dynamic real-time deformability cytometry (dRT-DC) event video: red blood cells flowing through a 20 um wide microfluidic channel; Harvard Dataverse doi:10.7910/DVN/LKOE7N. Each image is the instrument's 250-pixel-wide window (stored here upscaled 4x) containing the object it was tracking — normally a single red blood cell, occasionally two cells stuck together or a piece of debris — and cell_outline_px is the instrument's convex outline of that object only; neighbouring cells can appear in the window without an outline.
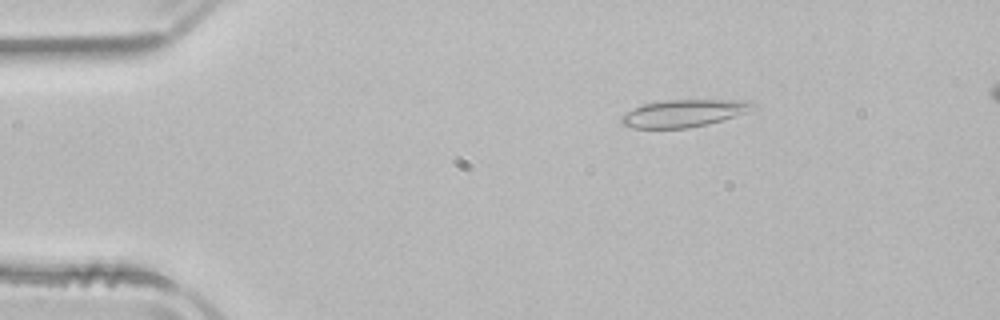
{"species": "common noctule bat (a hibernating species)", "species_latin": "Nyctalus noctula", "temperature_condition": "room temperature", "stored_images_in_passage": 52, "camera_frame_rate_fps": 3000, "um_per_image_px": 0.085, "animal": {"sex": "male", "body_mass_g": 21.5, "forearm_length_mm": 52.0}, "frame": {"image": 1, "passage_image": 8, "time_ms": 2.333, "image_size_px": [1000, 320], "cell_outline_px": [[760, 108], [708, 124], [688, 128], [632, 128], [620, 124], [620, 116], [632, 108], [644, 104], [664, 100], [748, 100], [756, 104]], "centroid_in_image_um": [58.13, 9.62], "position_along_channel_um": 26.9, "area_um2": 21.21}}
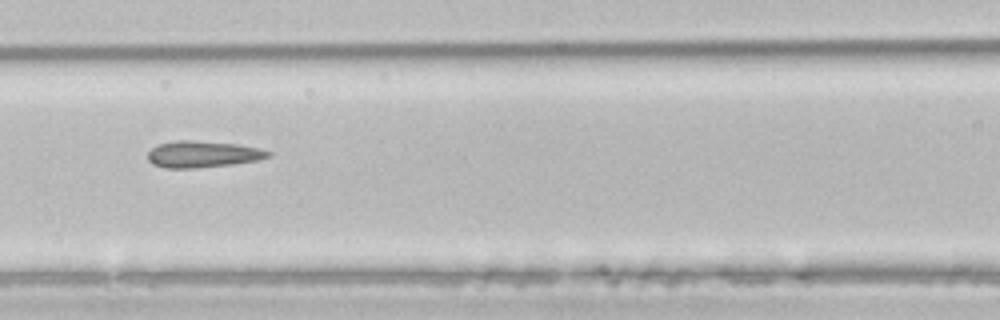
{"frame": {"image": 2, "passage_image": 22, "time_ms": 7.0, "image_size_px": [1000, 320], "cell_outline_px": [[272, 156], [256, 160], [232, 164], [196, 168], [164, 168], [152, 164], [148, 160], [148, 152], [156, 144], [176, 140], [192, 140], [236, 144], [260, 148], [272, 152]], "centroid_in_image_um": [17.21, 13.1], "position_along_channel_um": 149.4, "area_um2": 18.73}}
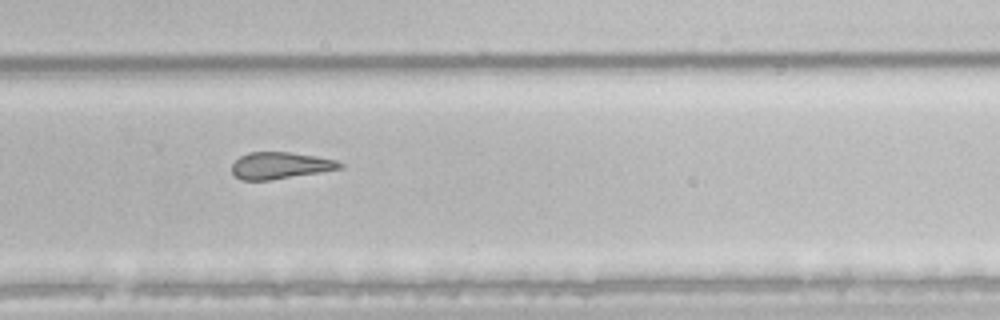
{"frame": {"image": 3, "passage_image": 34, "time_ms": 11.0, "image_size_px": [1000, 320], "cell_outline_px": [[344, 168], [320, 172], [268, 180], [240, 180], [232, 172], [232, 164], [240, 156], [248, 152], [292, 152], [316, 156], [336, 160], [344, 164]], "centroid_in_image_um": [23.83, 14.06], "position_along_channel_um": 306.0, "area_um2": 16.82}}